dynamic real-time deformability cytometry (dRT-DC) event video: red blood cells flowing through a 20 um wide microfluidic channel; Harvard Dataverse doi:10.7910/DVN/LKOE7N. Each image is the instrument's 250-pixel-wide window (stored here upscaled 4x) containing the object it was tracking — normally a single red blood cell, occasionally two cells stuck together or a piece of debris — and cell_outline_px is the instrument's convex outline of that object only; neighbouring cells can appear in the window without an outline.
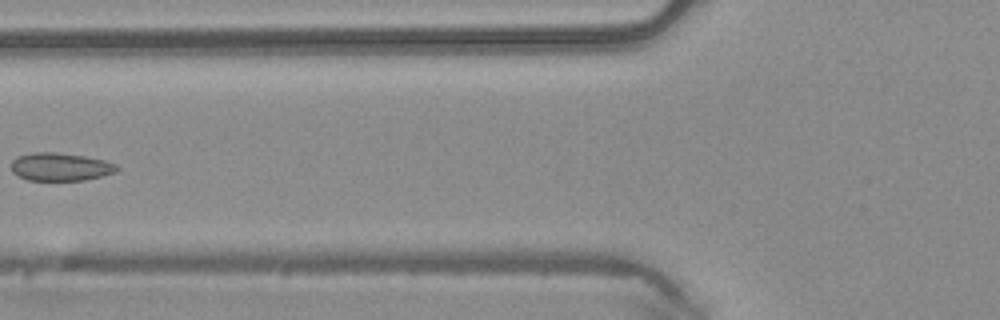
{"species": "common noctule bat (a hibernating species)", "species_latin": "Nyctalus noctula", "temperature_condition": "warm", "stored_images_in_passage": 5, "camera_frame_rate_fps": 3000, "um_per_image_px": 0.085, "animal": {"sex": "male", "body_mass_g": 20.4}, "frame": {"image": 1, "passage_image": 5, "time_ms": 1.333, "image_size_px": [1000, 320], "cell_outline_px": [[120, 168], [116, 172], [84, 180], [28, 180], [16, 176], [12, 172], [12, 160], [16, 156], [32, 152], [56, 152], [84, 156], [104, 160], [116, 164]], "centroid_in_image_um": [5.1, 14.17], "position_along_channel_um": 120.7, "area_um2": 17.34}}